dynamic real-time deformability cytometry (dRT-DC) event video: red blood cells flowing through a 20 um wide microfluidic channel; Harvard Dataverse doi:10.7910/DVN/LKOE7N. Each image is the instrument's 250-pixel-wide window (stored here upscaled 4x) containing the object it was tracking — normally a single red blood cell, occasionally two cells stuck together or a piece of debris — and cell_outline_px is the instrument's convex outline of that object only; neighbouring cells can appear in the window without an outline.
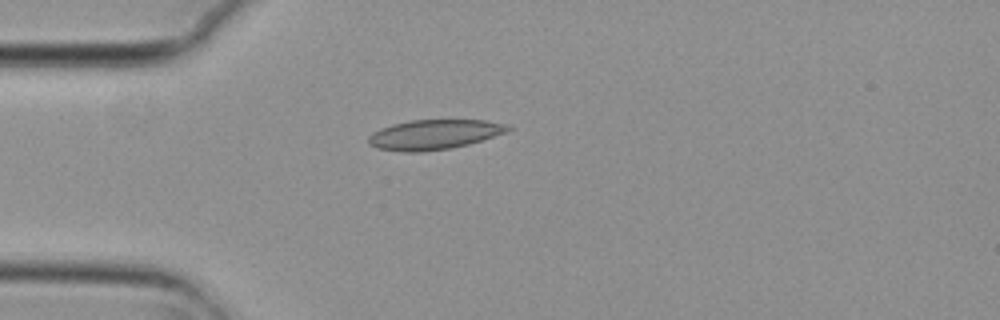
{"species": "common noctule bat (a hibernating species)", "species_latin": "Nyctalus noctula", "temperature_condition": "cold", "stored_images_in_passage": 4, "camera_frame_rate_fps": 3000, "um_per_image_px": 0.085, "animal": {"sex": "female", "body_mass_g": 29.2, "forearm_length_mm": 56.3}, "frame": {"image": 1, "passage_image": 3, "time_ms": 0.667, "image_size_px": [1000, 320], "cell_outline_px": [[512, 128], [508, 132], [468, 144], [448, 148], [420, 152], [404, 152], [376, 148], [368, 144], [368, 136], [372, 132], [380, 128], [392, 124], [412, 120], [484, 120], [504, 124]], "centroid_in_image_um": [36.86, 11.43], "position_along_channel_um": 48.1, "area_um2": 24.16}}